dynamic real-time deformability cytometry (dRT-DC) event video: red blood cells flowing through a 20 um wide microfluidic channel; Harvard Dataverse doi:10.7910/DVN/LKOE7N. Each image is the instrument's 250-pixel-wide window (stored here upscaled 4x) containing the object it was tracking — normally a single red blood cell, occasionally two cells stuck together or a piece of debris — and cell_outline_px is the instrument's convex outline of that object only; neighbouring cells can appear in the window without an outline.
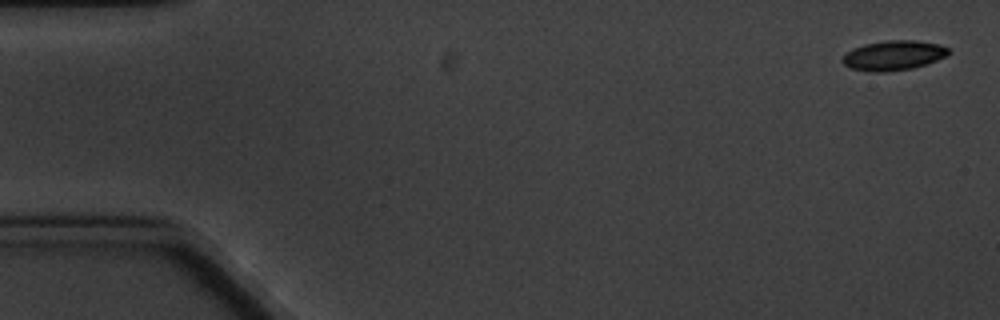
{"species": "common noctule bat (a hibernating species)", "species_latin": "Nyctalus noctula", "temperature_condition": "cold", "stored_images_in_passage": 7, "camera_frame_rate_fps": 3000, "um_per_image_px": 0.085, "animal": {"sex": "male", "body_mass_g": 20.1, "forearm_length_mm": 53.5}, "frame": {"image": 1, "passage_image": 1, "time_ms": 0.0, "image_size_px": [1000, 320], "cell_outline_px": [[952, 52], [936, 60], [912, 68], [888, 72], [868, 72], [848, 68], [840, 60], [852, 48], [864, 44], [888, 40], [916, 40], [940, 44], [948, 48]], "centroid_in_image_um": [75.92, 4.71], "position_along_channel_um": 9.1, "area_um2": 18.5}}
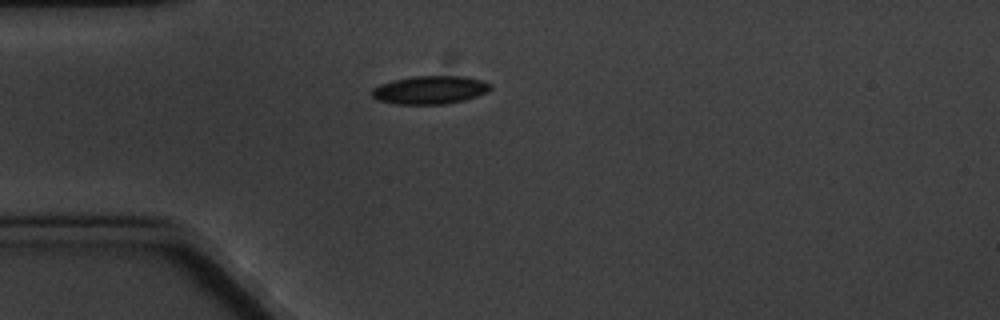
{"frame": {"image": 2, "passage_image": 5, "time_ms": 4.667, "image_size_px": [1000, 320], "cell_outline_px": [[492, 88], [488, 92], [464, 100], [444, 104], [396, 104], [376, 100], [372, 96], [372, 88], [380, 84], [392, 80], [412, 76], [464, 76], [484, 80], [492, 84]], "centroid_in_image_um": [36.56, 7.63], "position_along_channel_um": 48.4, "area_um2": 19.71}}